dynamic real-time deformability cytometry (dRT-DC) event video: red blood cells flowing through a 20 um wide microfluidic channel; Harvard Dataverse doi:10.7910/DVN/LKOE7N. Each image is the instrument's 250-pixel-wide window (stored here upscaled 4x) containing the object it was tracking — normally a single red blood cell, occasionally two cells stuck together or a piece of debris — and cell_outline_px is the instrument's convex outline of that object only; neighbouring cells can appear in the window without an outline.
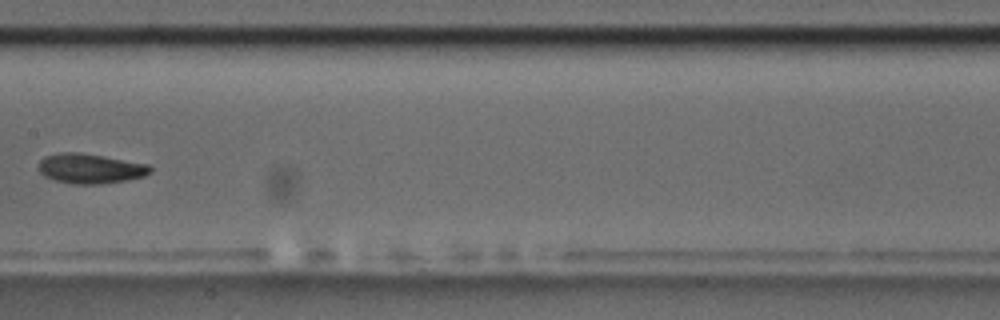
{"species": "common noctule bat (a hibernating species)", "species_latin": "Nyctalus noctula", "temperature_condition": "room temperature", "stored_images_in_passage": 14, "camera_frame_rate_fps": 3000, "um_per_image_px": 0.085, "animal": {"sex": "male", "body_mass_g": 17.5, "forearm_length_mm": 52.3}, "frame": {"image": 1, "passage_image": 7, "time_ms": 7.667, "image_size_px": [1000, 320], "cell_outline_px": [[152, 172], [144, 176], [128, 180], [100, 184], [72, 184], [52, 180], [44, 176], [40, 172], [40, 160], [44, 156], [60, 152], [80, 152], [104, 156], [148, 164], [152, 168]], "centroid_in_image_um": [7.67, 14.33], "position_along_channel_um": 199.7, "area_um2": 19.59}}
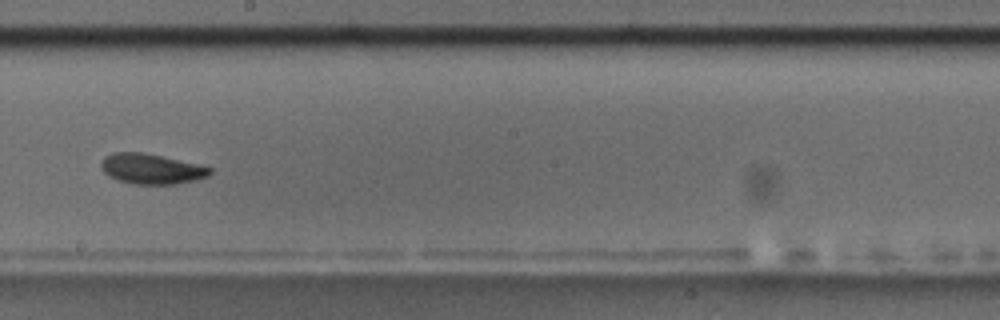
{"frame": {"image": 2, "passage_image": 8, "time_ms": 8.667, "image_size_px": [1000, 320], "cell_outline_px": [[212, 172], [208, 176], [196, 180], [176, 184], [136, 184], [120, 180], [108, 176], [100, 168], [100, 160], [104, 156], [112, 152], [140, 152], [200, 164], [212, 168]], "centroid_in_image_um": [12.85, 14.35], "position_along_channel_um": 235.3, "area_um2": 19.25}, "authors_computed_cell_mechanics": {"area_um2": 19.3341, "velocity_mm_per_s": 3.5795, "shape_relaxation_time_tau1_ms": 1.9533, "shape_relaxation_time_tau2_ms": null, "deformation_change_tau1": 0.0878, "deformation_change_tau2": null}}